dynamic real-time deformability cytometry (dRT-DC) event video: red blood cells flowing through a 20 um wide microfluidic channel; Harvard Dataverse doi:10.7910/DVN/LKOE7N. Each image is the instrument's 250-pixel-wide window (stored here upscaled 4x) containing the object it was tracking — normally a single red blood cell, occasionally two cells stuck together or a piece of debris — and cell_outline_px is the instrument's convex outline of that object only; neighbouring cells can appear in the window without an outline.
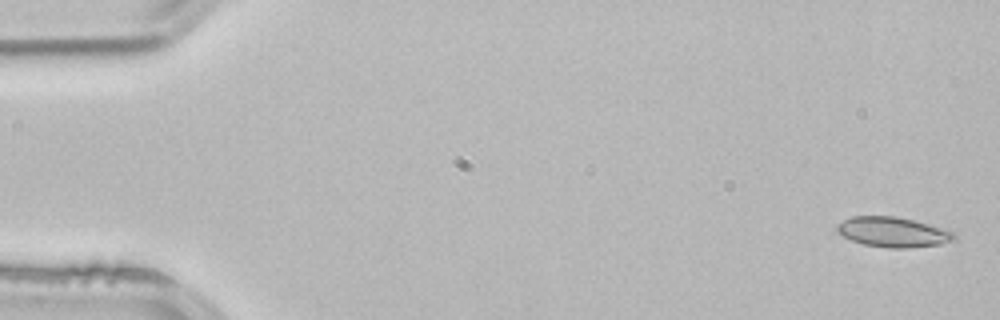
{"species": "common noctule bat (a hibernating species)", "species_latin": "Nyctalus noctula", "temperature_condition": "room temperature", "stored_images_in_passage": 4, "segment_of_instrument_passage": [2, 2], "camera_frame_rate_fps": 3000, "um_per_image_px": 0.085, "animal": {"sex": "male", "body_mass_g": 21.5, "forearm_length_mm": 52.0}, "frame": {"image": 1, "passage_image": 4, "time_ms": 1.0, "image_size_px": [1000, 320], "cell_outline_px": [[956, 240], [940, 244], [908, 248], [888, 248], [864, 244], [852, 240], [844, 236], [836, 228], [836, 224], [852, 216], [896, 216], [912, 220], [952, 232], [956, 236]], "centroid_in_image_um": [75.88, 19.73], "position_along_channel_um": 9.1, "area_um2": 20.11}}